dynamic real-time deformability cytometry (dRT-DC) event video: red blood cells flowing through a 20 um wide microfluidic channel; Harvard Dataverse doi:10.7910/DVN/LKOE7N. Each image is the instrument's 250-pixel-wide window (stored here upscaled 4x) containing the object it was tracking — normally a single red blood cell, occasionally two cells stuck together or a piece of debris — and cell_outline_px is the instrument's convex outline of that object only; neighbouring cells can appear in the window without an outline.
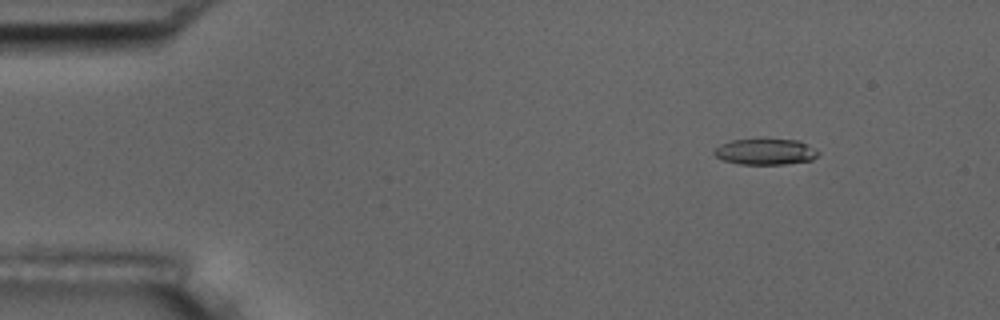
{"species": "common noctule bat (a hibernating species)", "species_latin": "Nyctalus noctula", "temperature_condition": "room temperature", "stored_images_in_passage": 19, "camera_frame_rate_fps": 3000, "um_per_image_px": 0.085, "animal": {"sex": "male", "body_mass_g": 17.5, "forearm_length_mm": 52.3}, "frame": {"image": 1, "passage_image": 6, "time_ms": 1.667, "image_size_px": [1000, 320], "cell_outline_px": [[820, 156], [812, 160], [784, 164], [740, 164], [724, 160], [716, 156], [712, 152], [720, 144], [732, 140], [764, 136], [796, 140], [816, 148], [820, 152]], "centroid_in_image_um": [65.09, 12.85], "position_along_channel_um": 19.9, "area_um2": 16.53}}